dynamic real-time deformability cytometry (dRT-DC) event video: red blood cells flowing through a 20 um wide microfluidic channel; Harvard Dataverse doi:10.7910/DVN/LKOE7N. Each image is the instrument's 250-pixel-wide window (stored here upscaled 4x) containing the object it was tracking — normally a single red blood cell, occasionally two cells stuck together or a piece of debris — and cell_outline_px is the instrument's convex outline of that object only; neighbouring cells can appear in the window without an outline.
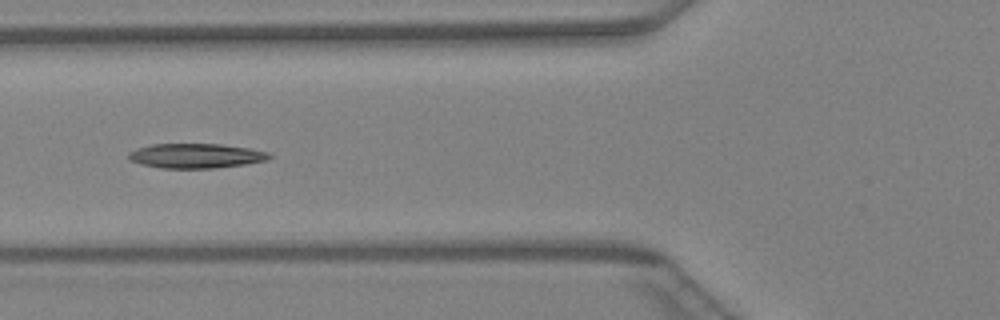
{"species": "Egyptian fruit bat (a non-hibernating species)", "species_latin": "Rousettus aegyptiacus", "temperature_condition": "warm", "stored_images_in_passage": 14, "camera_frame_rate_fps": 3000, "um_per_image_px": 0.085, "animal": {"sex": "female"}, "frame": {"image": 1, "passage_image": 7, "time_ms": 2.0, "image_size_px": [1000, 320], "cell_outline_px": [[272, 156], [268, 160], [244, 164], [212, 168], [160, 168], [140, 164], [128, 160], [128, 152], [136, 148], [152, 144], [220, 144], [248, 148], [268, 152]], "centroid_in_image_um": [16.6, 13.24], "position_along_channel_um": 109.2, "area_um2": 20.23}}
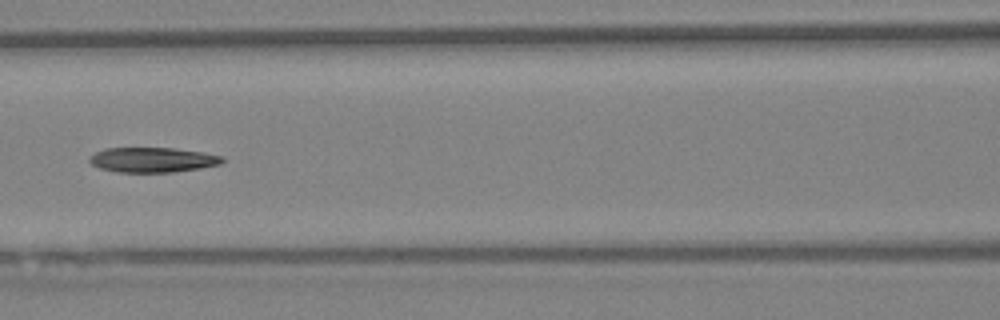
{"frame": {"image": 2, "passage_image": 10, "time_ms": 3.0, "image_size_px": [1000, 320], "cell_outline_px": [[224, 160], [220, 164], [200, 168], [172, 172], [116, 172], [100, 168], [92, 164], [88, 160], [96, 152], [104, 148], [172, 148], [204, 152], [224, 156]], "centroid_in_image_um": [12.99, 13.58], "position_along_channel_um": 153.6, "area_um2": 19.25}}